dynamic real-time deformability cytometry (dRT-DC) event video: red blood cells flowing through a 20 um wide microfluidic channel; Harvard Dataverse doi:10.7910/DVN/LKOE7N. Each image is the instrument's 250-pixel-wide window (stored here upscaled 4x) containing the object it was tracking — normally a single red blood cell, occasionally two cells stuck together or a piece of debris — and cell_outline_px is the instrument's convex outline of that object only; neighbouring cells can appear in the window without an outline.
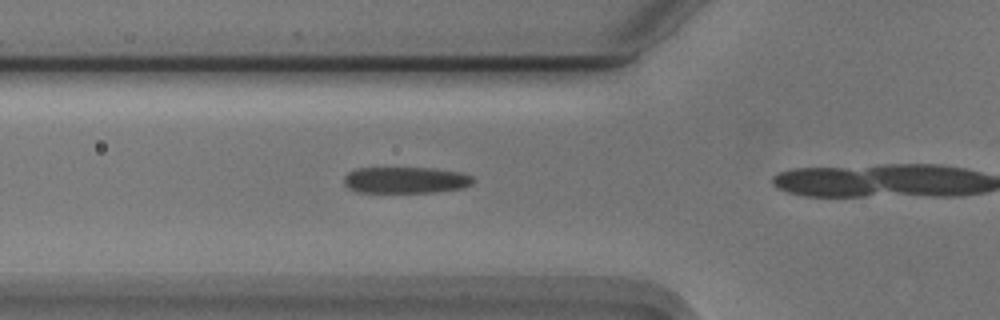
{"species": "Egyptian fruit bat (a non-hibernating species)", "species_latin": "Rousettus aegyptiacus", "temperature_condition": "cold", "stored_images_in_passage": 10, "camera_frame_rate_fps": 3000, "um_per_image_px": 0.085, "animal": {"sex": "male"}, "frame": {"image": 1, "passage_image": 6, "time_ms": 1.667, "image_size_px": [1000, 320], "cell_outline_px": [[476, 180], [472, 184], [464, 188], [436, 192], [356, 192], [348, 188], [344, 184], [344, 176], [348, 172], [356, 168], [436, 168], [464, 172], [472, 176]], "centroid_in_image_um": [34.52, 15.3], "position_along_channel_um": 91.3, "area_um2": 20.23}}
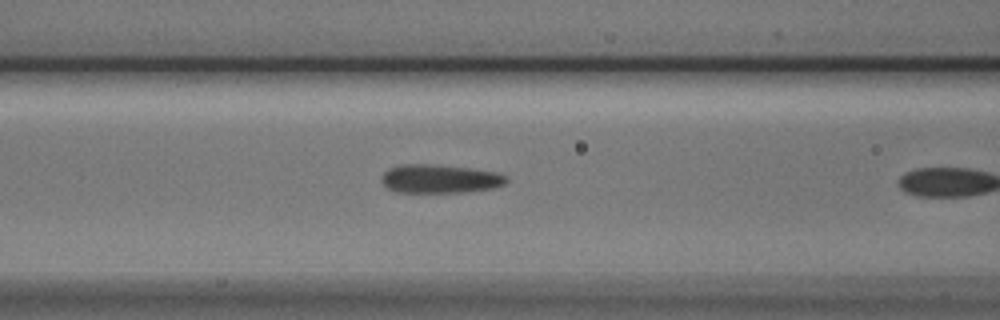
{"frame": {"image": 2, "passage_image": 9, "time_ms": 2.667, "image_size_px": [1000, 320], "cell_outline_px": [[508, 180], [504, 184], [496, 188], [468, 192], [396, 192], [388, 188], [380, 180], [384, 172], [388, 168], [400, 164], [436, 164], [500, 172], [508, 176]], "centroid_in_image_um": [37.42, 15.19], "position_along_channel_um": 129.2, "area_um2": 21.15}}